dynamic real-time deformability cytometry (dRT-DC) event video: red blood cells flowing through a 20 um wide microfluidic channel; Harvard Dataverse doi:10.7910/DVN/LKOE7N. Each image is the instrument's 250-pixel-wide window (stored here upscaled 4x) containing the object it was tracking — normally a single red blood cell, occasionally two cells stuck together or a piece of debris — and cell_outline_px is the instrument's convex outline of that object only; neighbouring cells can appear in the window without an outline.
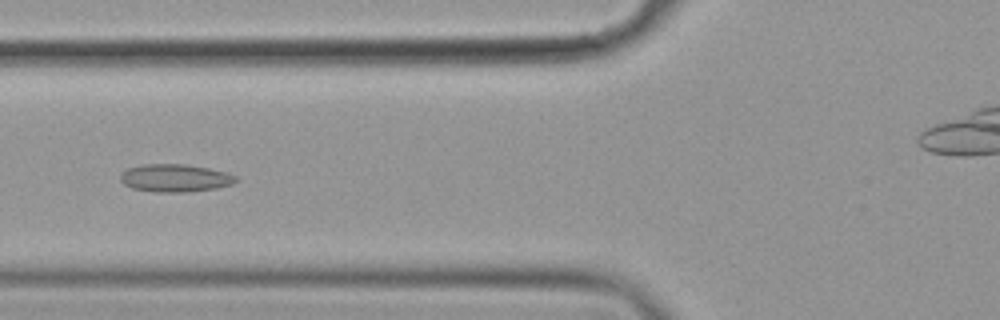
{"species": "common noctule bat (a hibernating species)", "species_latin": "Nyctalus noctula", "temperature_condition": "cold", "stored_images_in_passage": 58, "camera_frame_rate_fps": 3000, "um_per_image_px": 0.085, "animal": {"sex": "female", "body_mass_g": 19.9}, "frame": {"image": 1, "passage_image": 23, "time_ms": 7.333, "image_size_px": [1000, 320], "cell_outline_px": [[236, 180], [232, 184], [216, 188], [188, 192], [152, 192], [132, 188], [124, 184], [120, 180], [120, 176], [128, 168], [144, 164], [184, 164], [208, 168], [228, 172], [236, 176]], "centroid_in_image_um": [14.88, 15.14], "position_along_channel_um": 110.9, "area_um2": 18.67}}
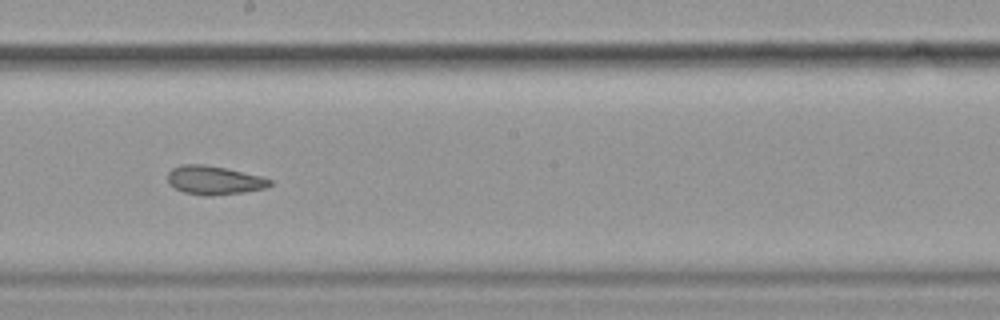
{"frame": {"image": 2, "passage_image": 33, "time_ms": 10.667, "image_size_px": [1000, 320], "cell_outline_px": [[272, 184], [264, 188], [244, 192], [212, 196], [204, 196], [184, 192], [168, 184], [168, 172], [172, 168], [180, 164], [204, 164], [224, 168], [260, 176], [272, 180]], "centroid_in_image_um": [18.16, 15.32], "position_along_channel_um": 230.0, "area_um2": 17.05}}
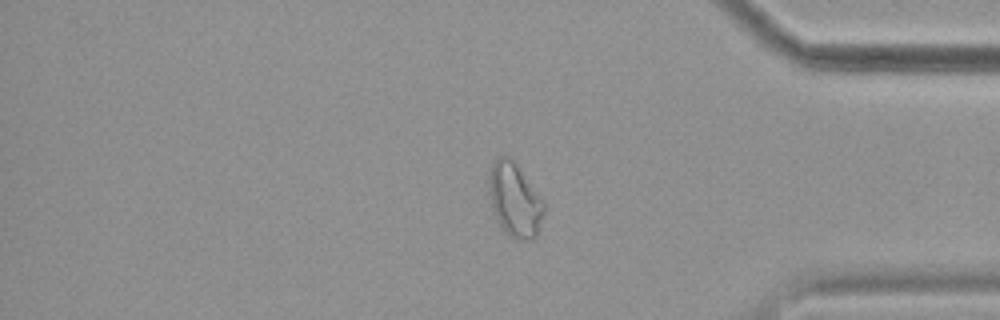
{"frame": {"image": 3, "passage_image": 48, "time_ms": 15.667, "image_size_px": [1000, 320], "cell_outline_px": [[544, 216], [536, 236], [532, 240], [516, 240], [508, 236], [504, 232], [496, 220], [492, 208], [488, 192], [488, 172], [496, 156], [508, 156], [516, 164], [544, 200]], "centroid_in_image_um": [43.73, 17.01], "position_along_channel_um": 391.5, "area_um2": 24.16}, "authors_computed_cell_mechanics": {"area_um2": 19.9988, "velocity_mm_per_s": 3.5829, "shape_relaxation_time_tau1_ms": null, "shape_relaxation_time_tau2_ms": 3.0456, "deformation_change_tau1": null, "deformation_change_tau2": 0.1054}}